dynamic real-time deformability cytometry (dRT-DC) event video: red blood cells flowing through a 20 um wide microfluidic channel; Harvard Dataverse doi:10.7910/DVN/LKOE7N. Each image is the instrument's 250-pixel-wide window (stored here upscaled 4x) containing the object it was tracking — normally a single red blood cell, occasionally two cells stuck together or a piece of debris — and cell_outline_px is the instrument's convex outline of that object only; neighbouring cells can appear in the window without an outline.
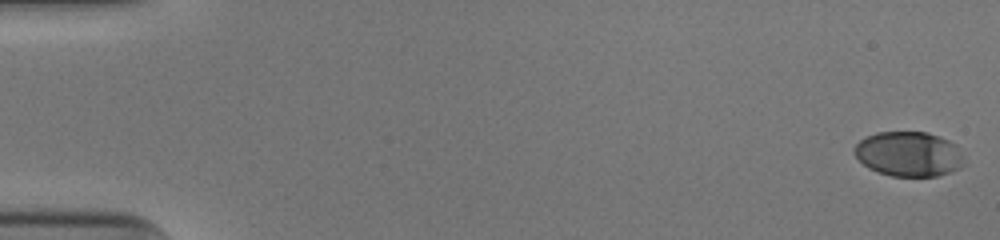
{"species": "human", "species_latin": "Homo sapiens", "temperature_condition": "cold", "stored_images_in_passage": 53, "camera_frame_rate_fps": 3000, "um_per_image_px": 0.085, "donor": {"sex": "male"}, "frame": {"image": 1, "passage_image": 1, "time_ms": 0.0, "image_size_px": [1000, 240], "cell_outline_px": [[964, 164], [960, 168], [936, 176], [892, 176], [876, 172], [868, 168], [852, 152], [852, 148], [864, 136], [876, 132], [928, 132], [940, 136], [956, 144], [964, 160]], "centroid_in_image_um": [77.21, 13.08], "position_along_channel_um": 7.8, "area_um2": 28.9}}
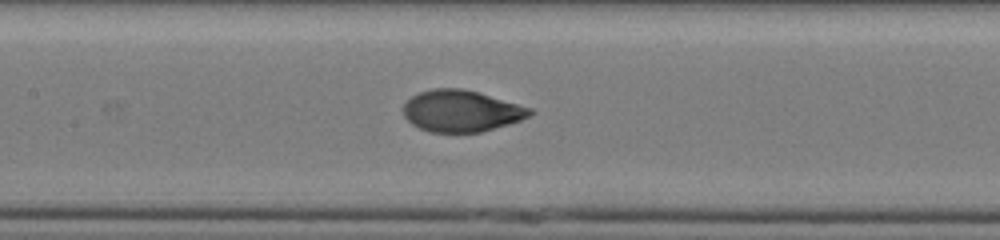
{"frame": {"image": 2, "passage_image": 26, "time_ms": 8.333, "image_size_px": [1000, 240], "cell_outline_px": [[536, 112], [520, 120], [508, 124], [480, 132], [428, 132], [412, 124], [404, 116], [404, 104], [412, 96], [420, 92], [432, 88], [464, 88], [532, 108]], "centroid_in_image_um": [39.21, 9.43], "position_along_channel_um": 168.2, "area_um2": 30.52}}
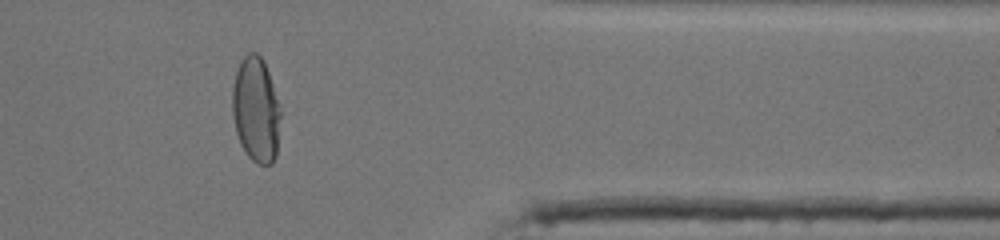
{"frame": {"image": 3, "passage_image": 44, "time_ms": 14.333, "image_size_px": [1000, 240], "cell_outline_px": [[284, 112], [276, 156], [272, 164], [256, 164], [248, 156], [240, 144], [236, 132], [232, 116], [232, 88], [236, 72], [240, 60], [248, 52], [256, 52], [264, 60]], "centroid_in_image_um": [21.8, 9.33], "position_along_channel_um": 389.6, "area_um2": 30.69}, "authors_computed_cell_mechanics": {"area_um2": 30.8074, "velocity_mm_per_s": 3.9622, "shape_relaxation_time_tau1_ms": 6.5945, "shape_relaxation_time_tau2_ms": null, "deformation_change_tau1": 0.2671, "deformation_change_tau2": null}}